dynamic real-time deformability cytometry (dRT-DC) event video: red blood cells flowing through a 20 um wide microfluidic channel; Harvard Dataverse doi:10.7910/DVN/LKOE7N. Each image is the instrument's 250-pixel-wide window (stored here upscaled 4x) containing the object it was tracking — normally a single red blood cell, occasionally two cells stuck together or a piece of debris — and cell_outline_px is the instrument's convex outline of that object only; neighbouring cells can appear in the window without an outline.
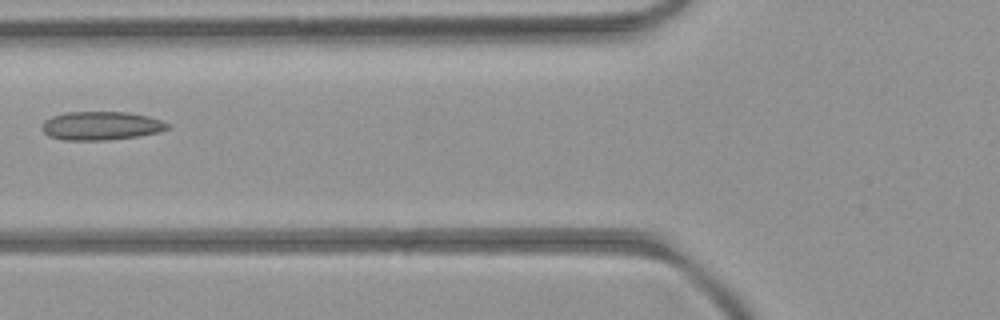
{"species": "common noctule bat (a hibernating species)", "species_latin": "Nyctalus noctula", "temperature_condition": "room temperature", "stored_images_in_passage": 3, "camera_frame_rate_fps": 3000, "um_per_image_px": 0.085, "animal": {"sex": "female", "body_mass_g": 21.9}, "frame": {"image": 1, "passage_image": 2, "time_ms": 1.0, "image_size_px": [1000, 320], "cell_outline_px": [[168, 128], [160, 132], [140, 136], [108, 140], [64, 140], [48, 136], [40, 128], [44, 120], [52, 116], [68, 112], [124, 112], [148, 116], [160, 120], [168, 124]], "centroid_in_image_um": [8.56, 10.7], "position_along_channel_um": 117.2, "area_um2": 20.92}}
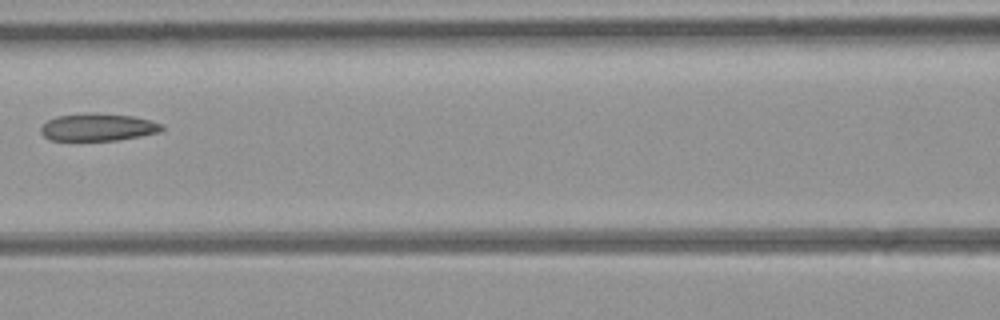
{"frame": {"image": 2, "passage_image": 3, "time_ms": 2.0, "image_size_px": [1000, 320], "cell_outline_px": [[164, 128], [160, 132], [140, 136], [116, 140], [48, 140], [40, 132], [40, 128], [48, 120], [56, 116], [84, 112], [92, 112], [132, 116], [148, 120], [160, 124]], "centroid_in_image_um": [8.27, 10.8], "position_along_channel_um": 158.3, "area_um2": 19.36}}